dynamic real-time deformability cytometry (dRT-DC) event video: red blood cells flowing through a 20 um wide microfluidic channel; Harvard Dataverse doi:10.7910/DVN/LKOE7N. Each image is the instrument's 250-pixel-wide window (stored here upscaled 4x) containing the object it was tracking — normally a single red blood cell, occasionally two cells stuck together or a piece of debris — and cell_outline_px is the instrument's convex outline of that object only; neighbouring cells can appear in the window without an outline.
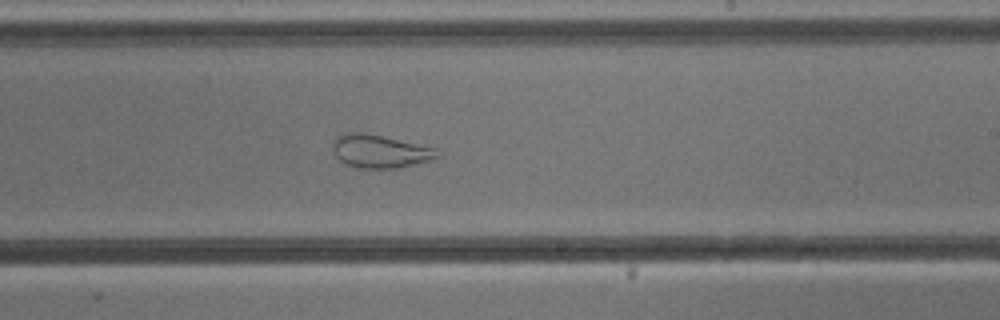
{"species": "common noctule bat (a hibernating species)", "species_latin": "Nyctalus noctula", "temperature_condition": "cold", "stored_images_in_passage": 55, "camera_frame_rate_fps": 3000, "um_per_image_px": 0.085, "animal": {"sex": "male", "body_mass_g": 13.3}, "frame": {"image": 1, "passage_image": 32, "time_ms": 10.333, "image_size_px": [1000, 320], "cell_outline_px": [[440, 156], [432, 160], [400, 168], [360, 168], [348, 164], [340, 160], [336, 156], [332, 148], [332, 140], [336, 136], [344, 132], [364, 132], [436, 148]], "centroid_in_image_um": [32.28, 12.85], "position_along_channel_um": 256.7, "area_um2": 20.29}}